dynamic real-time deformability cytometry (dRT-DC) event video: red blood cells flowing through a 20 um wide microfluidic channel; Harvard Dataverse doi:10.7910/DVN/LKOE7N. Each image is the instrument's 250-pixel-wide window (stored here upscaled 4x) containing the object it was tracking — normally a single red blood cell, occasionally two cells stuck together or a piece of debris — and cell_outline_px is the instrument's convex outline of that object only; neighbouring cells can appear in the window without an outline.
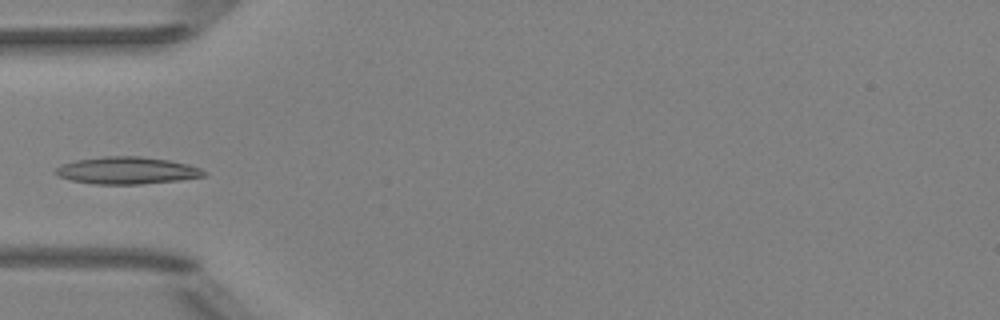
{"species": "Egyptian fruit bat (a non-hibernating species)", "species_latin": "Rousettus aegyptiacus", "temperature_condition": "room temperature", "stored_images_in_passage": 6, "camera_frame_rate_fps": 3000, "um_per_image_px": 0.085, "animal": {"sex": "female"}, "frame": {"image": 1, "passage_image": 5, "time_ms": 4.667, "image_size_px": [1000, 320], "cell_outline_px": [[208, 172], [204, 176], [176, 180], [140, 184], [92, 184], [72, 180], [60, 176], [52, 172], [56, 168], [64, 164], [76, 160], [104, 156], [140, 156], [172, 160], [188, 164], [200, 168]], "centroid_in_image_um": [10.8, 14.48], "position_along_channel_um": 74.2, "area_um2": 23.41}}
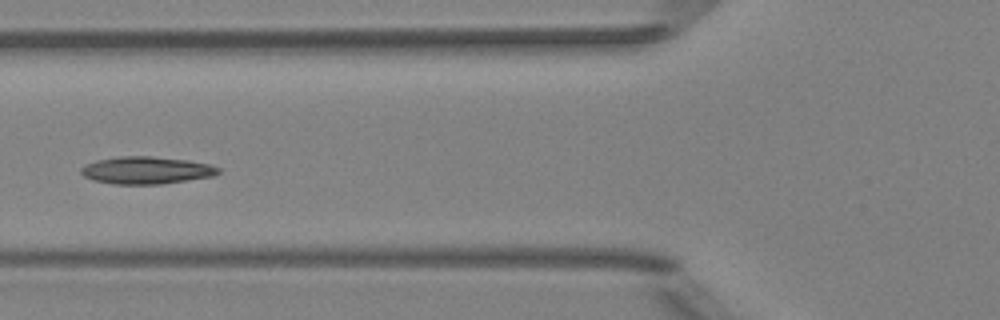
{"frame": {"image": 2, "passage_image": 6, "time_ms": 5.667, "image_size_px": [1000, 320], "cell_outline_px": [[220, 172], [212, 176], [160, 184], [116, 184], [96, 180], [84, 176], [80, 172], [80, 168], [84, 164], [96, 160], [120, 156], [152, 156], [188, 160], [212, 164], [220, 168]], "centroid_in_image_um": [12.44, 14.46], "position_along_channel_um": 113.4, "area_um2": 21.85}}